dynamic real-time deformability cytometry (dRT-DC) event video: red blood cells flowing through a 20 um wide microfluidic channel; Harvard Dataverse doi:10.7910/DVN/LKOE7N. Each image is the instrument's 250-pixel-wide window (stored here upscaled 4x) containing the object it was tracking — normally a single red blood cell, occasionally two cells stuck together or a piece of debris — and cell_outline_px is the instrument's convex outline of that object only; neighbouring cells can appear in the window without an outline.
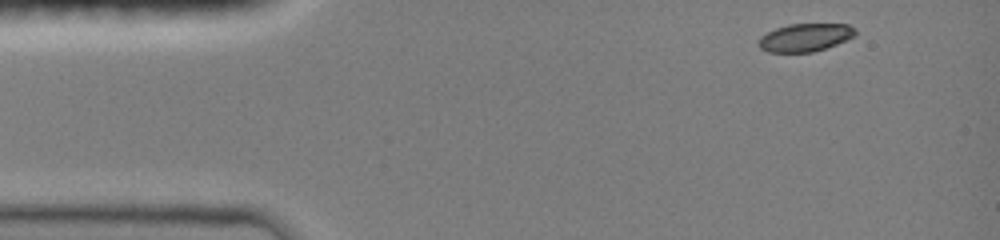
{"species": "common noctule bat (a hibernating species)", "species_latin": "Nyctalus noctula", "temperature_condition": "room temperature", "stored_images_in_passage": 50, "camera_frame_rate_fps": 3000, "um_per_image_px": 0.085, "animal": {"sex": "female", "body_mass_g": 19.0, "forearm_length_mm": 51.5}, "frame": {"image": 1, "passage_image": 1, "time_ms": 0.0, "image_size_px": [1000, 240], "cell_outline_px": [[856, 36], [836, 44], [812, 52], [768, 52], [760, 48], [756, 44], [760, 36], [776, 28], [788, 24], [848, 24], [856, 28]], "centroid_in_image_um": [68.43, 3.18], "position_along_channel_um": 16.6, "area_um2": 15.84}}
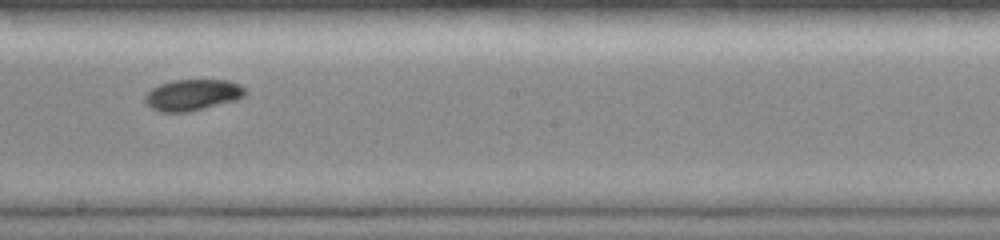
{"frame": {"image": 2, "passage_image": 30, "time_ms": 7.333, "image_size_px": [1000, 240], "cell_outline_px": [[244, 96], [236, 100], [188, 112], [160, 112], [152, 108], [144, 100], [144, 96], [152, 88], [160, 84], [172, 80], [228, 80], [240, 84], [244, 88]], "centroid_in_image_um": [16.35, 8.06], "position_along_channel_um": 231.9, "area_um2": 18.09}}
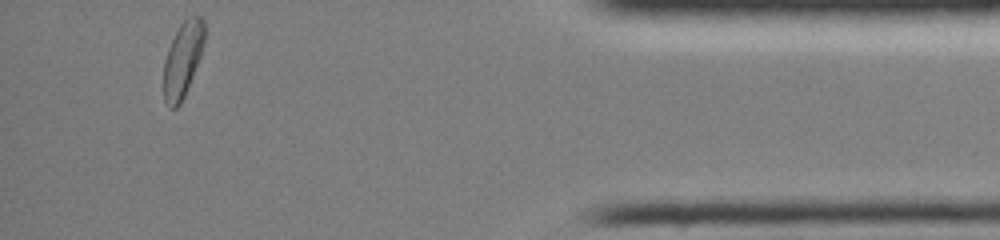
{"frame": {"image": 3, "passage_image": 50, "time_ms": 13.0, "image_size_px": [1000, 240], "cell_outline_px": [[204, 40], [200, 56], [184, 96], [180, 104], [176, 108], [172, 108], [164, 100], [164, 60], [168, 48], [180, 24], [188, 16], [200, 16], [204, 20]], "centroid_in_image_um": [15.52, 5.02], "position_along_channel_um": 419.7, "area_um2": 17.51}, "authors_computed_cell_mechanics": {"area_um2": 17.5712, "velocity_mm_per_s": 4.0689, "shape_relaxation_time_tau1_ms": 3.8829, "shape_relaxation_time_tau2_ms": 9.2349, "deformation_change_tau1": 0.1025, "deformation_change_tau2": 0.1342}}